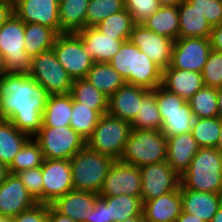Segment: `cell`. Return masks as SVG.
Listing matches in <instances>:
<instances>
[{
	"label": "cell",
	"instance_id": "bcb514c9",
	"mask_svg": "<svg viewBox=\"0 0 222 222\" xmlns=\"http://www.w3.org/2000/svg\"><path fill=\"white\" fill-rule=\"evenodd\" d=\"M198 9L210 23L216 26L222 22V0H187Z\"/></svg>",
	"mask_w": 222,
	"mask_h": 222
},
{
	"label": "cell",
	"instance_id": "d590c367",
	"mask_svg": "<svg viewBox=\"0 0 222 222\" xmlns=\"http://www.w3.org/2000/svg\"><path fill=\"white\" fill-rule=\"evenodd\" d=\"M218 88L203 86L189 100L194 118L218 117Z\"/></svg>",
	"mask_w": 222,
	"mask_h": 222
},
{
	"label": "cell",
	"instance_id": "d6a6232c",
	"mask_svg": "<svg viewBox=\"0 0 222 222\" xmlns=\"http://www.w3.org/2000/svg\"><path fill=\"white\" fill-rule=\"evenodd\" d=\"M109 207L112 222H121L134 216H143V201L140 196H102Z\"/></svg>",
	"mask_w": 222,
	"mask_h": 222
},
{
	"label": "cell",
	"instance_id": "e575fe53",
	"mask_svg": "<svg viewBox=\"0 0 222 222\" xmlns=\"http://www.w3.org/2000/svg\"><path fill=\"white\" fill-rule=\"evenodd\" d=\"M43 161L44 157L39 143L30 137L8 166L9 173L16 175L21 171L41 167Z\"/></svg>",
	"mask_w": 222,
	"mask_h": 222
},
{
	"label": "cell",
	"instance_id": "83f0119b",
	"mask_svg": "<svg viewBox=\"0 0 222 222\" xmlns=\"http://www.w3.org/2000/svg\"><path fill=\"white\" fill-rule=\"evenodd\" d=\"M24 49L31 57L52 50L57 33L47 26L25 23Z\"/></svg>",
	"mask_w": 222,
	"mask_h": 222
},
{
	"label": "cell",
	"instance_id": "ba28073f",
	"mask_svg": "<svg viewBox=\"0 0 222 222\" xmlns=\"http://www.w3.org/2000/svg\"><path fill=\"white\" fill-rule=\"evenodd\" d=\"M33 138L39 143L44 159L70 160L86 145V140L70 126H42Z\"/></svg>",
	"mask_w": 222,
	"mask_h": 222
},
{
	"label": "cell",
	"instance_id": "816d5d0a",
	"mask_svg": "<svg viewBox=\"0 0 222 222\" xmlns=\"http://www.w3.org/2000/svg\"><path fill=\"white\" fill-rule=\"evenodd\" d=\"M13 13L12 1H0V28L4 21Z\"/></svg>",
	"mask_w": 222,
	"mask_h": 222
},
{
	"label": "cell",
	"instance_id": "7c38bea8",
	"mask_svg": "<svg viewBox=\"0 0 222 222\" xmlns=\"http://www.w3.org/2000/svg\"><path fill=\"white\" fill-rule=\"evenodd\" d=\"M129 41L145 53L162 70L171 64L174 41L169 37L158 35L141 23H136L130 33Z\"/></svg>",
	"mask_w": 222,
	"mask_h": 222
},
{
	"label": "cell",
	"instance_id": "44dd1931",
	"mask_svg": "<svg viewBox=\"0 0 222 222\" xmlns=\"http://www.w3.org/2000/svg\"><path fill=\"white\" fill-rule=\"evenodd\" d=\"M182 200L180 186L157 198L143 203V216L145 222H175L181 215Z\"/></svg>",
	"mask_w": 222,
	"mask_h": 222
},
{
	"label": "cell",
	"instance_id": "30bf717a",
	"mask_svg": "<svg viewBox=\"0 0 222 222\" xmlns=\"http://www.w3.org/2000/svg\"><path fill=\"white\" fill-rule=\"evenodd\" d=\"M52 49L73 80L85 78L94 64L77 33L58 34Z\"/></svg>",
	"mask_w": 222,
	"mask_h": 222
},
{
	"label": "cell",
	"instance_id": "cb8c5ba5",
	"mask_svg": "<svg viewBox=\"0 0 222 222\" xmlns=\"http://www.w3.org/2000/svg\"><path fill=\"white\" fill-rule=\"evenodd\" d=\"M182 211L210 222L222 204V194L181 189Z\"/></svg>",
	"mask_w": 222,
	"mask_h": 222
},
{
	"label": "cell",
	"instance_id": "836d02e7",
	"mask_svg": "<svg viewBox=\"0 0 222 222\" xmlns=\"http://www.w3.org/2000/svg\"><path fill=\"white\" fill-rule=\"evenodd\" d=\"M130 124L133 129L161 130L162 118L156 104V88L140 99L139 112Z\"/></svg>",
	"mask_w": 222,
	"mask_h": 222
},
{
	"label": "cell",
	"instance_id": "3957f363",
	"mask_svg": "<svg viewBox=\"0 0 222 222\" xmlns=\"http://www.w3.org/2000/svg\"><path fill=\"white\" fill-rule=\"evenodd\" d=\"M180 183L181 189L222 194V154L216 148H200Z\"/></svg>",
	"mask_w": 222,
	"mask_h": 222
},
{
	"label": "cell",
	"instance_id": "8992f818",
	"mask_svg": "<svg viewBox=\"0 0 222 222\" xmlns=\"http://www.w3.org/2000/svg\"><path fill=\"white\" fill-rule=\"evenodd\" d=\"M25 23L12 13L0 28V52L7 73L28 74L32 58L25 52Z\"/></svg>",
	"mask_w": 222,
	"mask_h": 222
},
{
	"label": "cell",
	"instance_id": "2e32d148",
	"mask_svg": "<svg viewBox=\"0 0 222 222\" xmlns=\"http://www.w3.org/2000/svg\"><path fill=\"white\" fill-rule=\"evenodd\" d=\"M13 13L24 23H37L60 34L57 0H13Z\"/></svg>",
	"mask_w": 222,
	"mask_h": 222
},
{
	"label": "cell",
	"instance_id": "6125c7cd",
	"mask_svg": "<svg viewBox=\"0 0 222 222\" xmlns=\"http://www.w3.org/2000/svg\"><path fill=\"white\" fill-rule=\"evenodd\" d=\"M0 222H15V219L14 217H10V216H1Z\"/></svg>",
	"mask_w": 222,
	"mask_h": 222
},
{
	"label": "cell",
	"instance_id": "9c48e42d",
	"mask_svg": "<svg viewBox=\"0 0 222 222\" xmlns=\"http://www.w3.org/2000/svg\"><path fill=\"white\" fill-rule=\"evenodd\" d=\"M28 75L44 87L49 95H64L71 92L73 79L59 63L53 49L32 58Z\"/></svg>",
	"mask_w": 222,
	"mask_h": 222
},
{
	"label": "cell",
	"instance_id": "680465c9",
	"mask_svg": "<svg viewBox=\"0 0 222 222\" xmlns=\"http://www.w3.org/2000/svg\"><path fill=\"white\" fill-rule=\"evenodd\" d=\"M210 222H222V204Z\"/></svg>",
	"mask_w": 222,
	"mask_h": 222
},
{
	"label": "cell",
	"instance_id": "db71d44e",
	"mask_svg": "<svg viewBox=\"0 0 222 222\" xmlns=\"http://www.w3.org/2000/svg\"><path fill=\"white\" fill-rule=\"evenodd\" d=\"M161 7H178L184 0H157Z\"/></svg>",
	"mask_w": 222,
	"mask_h": 222
},
{
	"label": "cell",
	"instance_id": "7402d4cb",
	"mask_svg": "<svg viewBox=\"0 0 222 222\" xmlns=\"http://www.w3.org/2000/svg\"><path fill=\"white\" fill-rule=\"evenodd\" d=\"M166 139V161L181 177L188 169L200 147L197 141L193 138L192 132L173 137H166Z\"/></svg>",
	"mask_w": 222,
	"mask_h": 222
},
{
	"label": "cell",
	"instance_id": "4dcf8cb0",
	"mask_svg": "<svg viewBox=\"0 0 222 222\" xmlns=\"http://www.w3.org/2000/svg\"><path fill=\"white\" fill-rule=\"evenodd\" d=\"M178 7H160L155 13L141 22L146 28L158 35L178 39L179 33Z\"/></svg>",
	"mask_w": 222,
	"mask_h": 222
},
{
	"label": "cell",
	"instance_id": "ffe728a7",
	"mask_svg": "<svg viewBox=\"0 0 222 222\" xmlns=\"http://www.w3.org/2000/svg\"><path fill=\"white\" fill-rule=\"evenodd\" d=\"M99 194L87 191L71 190L57 198L51 205L60 213L76 222H87L93 211Z\"/></svg>",
	"mask_w": 222,
	"mask_h": 222
},
{
	"label": "cell",
	"instance_id": "f5cc1de1",
	"mask_svg": "<svg viewBox=\"0 0 222 222\" xmlns=\"http://www.w3.org/2000/svg\"><path fill=\"white\" fill-rule=\"evenodd\" d=\"M175 222H205L196 215L188 214L186 212H181V215L175 220Z\"/></svg>",
	"mask_w": 222,
	"mask_h": 222
},
{
	"label": "cell",
	"instance_id": "e0dca14e",
	"mask_svg": "<svg viewBox=\"0 0 222 222\" xmlns=\"http://www.w3.org/2000/svg\"><path fill=\"white\" fill-rule=\"evenodd\" d=\"M36 204L18 176L9 174L0 186V215L14 217Z\"/></svg>",
	"mask_w": 222,
	"mask_h": 222
},
{
	"label": "cell",
	"instance_id": "484cf974",
	"mask_svg": "<svg viewBox=\"0 0 222 222\" xmlns=\"http://www.w3.org/2000/svg\"><path fill=\"white\" fill-rule=\"evenodd\" d=\"M89 0H63L59 3L60 34L77 33L86 27Z\"/></svg>",
	"mask_w": 222,
	"mask_h": 222
},
{
	"label": "cell",
	"instance_id": "8d00e7d4",
	"mask_svg": "<svg viewBox=\"0 0 222 222\" xmlns=\"http://www.w3.org/2000/svg\"><path fill=\"white\" fill-rule=\"evenodd\" d=\"M135 24L136 22L131 14L124 9L103 19L95 27L106 35L115 36V39L128 41Z\"/></svg>",
	"mask_w": 222,
	"mask_h": 222
},
{
	"label": "cell",
	"instance_id": "6f0895ef",
	"mask_svg": "<svg viewBox=\"0 0 222 222\" xmlns=\"http://www.w3.org/2000/svg\"><path fill=\"white\" fill-rule=\"evenodd\" d=\"M7 73L6 68H5V61H4V56L0 52V79L4 77Z\"/></svg>",
	"mask_w": 222,
	"mask_h": 222
},
{
	"label": "cell",
	"instance_id": "ab89813d",
	"mask_svg": "<svg viewBox=\"0 0 222 222\" xmlns=\"http://www.w3.org/2000/svg\"><path fill=\"white\" fill-rule=\"evenodd\" d=\"M162 118L161 132L173 137L192 132L194 115L192 111L159 112Z\"/></svg>",
	"mask_w": 222,
	"mask_h": 222
},
{
	"label": "cell",
	"instance_id": "7bdbcfd3",
	"mask_svg": "<svg viewBox=\"0 0 222 222\" xmlns=\"http://www.w3.org/2000/svg\"><path fill=\"white\" fill-rule=\"evenodd\" d=\"M156 104L159 112L192 111L188 101L162 86L156 88Z\"/></svg>",
	"mask_w": 222,
	"mask_h": 222
},
{
	"label": "cell",
	"instance_id": "f546056e",
	"mask_svg": "<svg viewBox=\"0 0 222 222\" xmlns=\"http://www.w3.org/2000/svg\"><path fill=\"white\" fill-rule=\"evenodd\" d=\"M29 138L10 121L0 119V162L9 166Z\"/></svg>",
	"mask_w": 222,
	"mask_h": 222
},
{
	"label": "cell",
	"instance_id": "94428289",
	"mask_svg": "<svg viewBox=\"0 0 222 222\" xmlns=\"http://www.w3.org/2000/svg\"><path fill=\"white\" fill-rule=\"evenodd\" d=\"M215 148L222 154V119H221L220 136H219V140Z\"/></svg>",
	"mask_w": 222,
	"mask_h": 222
},
{
	"label": "cell",
	"instance_id": "52a82bcc",
	"mask_svg": "<svg viewBox=\"0 0 222 222\" xmlns=\"http://www.w3.org/2000/svg\"><path fill=\"white\" fill-rule=\"evenodd\" d=\"M131 131L128 121L107 114L101 115L86 145L97 151L119 160Z\"/></svg>",
	"mask_w": 222,
	"mask_h": 222
},
{
	"label": "cell",
	"instance_id": "f1b7e54d",
	"mask_svg": "<svg viewBox=\"0 0 222 222\" xmlns=\"http://www.w3.org/2000/svg\"><path fill=\"white\" fill-rule=\"evenodd\" d=\"M73 97L69 94L50 95L43 111L42 126H70Z\"/></svg>",
	"mask_w": 222,
	"mask_h": 222
},
{
	"label": "cell",
	"instance_id": "8fae6325",
	"mask_svg": "<svg viewBox=\"0 0 222 222\" xmlns=\"http://www.w3.org/2000/svg\"><path fill=\"white\" fill-rule=\"evenodd\" d=\"M141 172V195L143 203L175 191L180 186V176L167 161L145 165Z\"/></svg>",
	"mask_w": 222,
	"mask_h": 222
},
{
	"label": "cell",
	"instance_id": "c3c4849f",
	"mask_svg": "<svg viewBox=\"0 0 222 222\" xmlns=\"http://www.w3.org/2000/svg\"><path fill=\"white\" fill-rule=\"evenodd\" d=\"M87 222H112L109 207L102 196L97 199L93 211L90 212L89 218H87Z\"/></svg>",
	"mask_w": 222,
	"mask_h": 222
},
{
	"label": "cell",
	"instance_id": "7a4b0ae2",
	"mask_svg": "<svg viewBox=\"0 0 222 222\" xmlns=\"http://www.w3.org/2000/svg\"><path fill=\"white\" fill-rule=\"evenodd\" d=\"M126 81V84L154 90L162 84L163 70L129 40L108 62Z\"/></svg>",
	"mask_w": 222,
	"mask_h": 222
},
{
	"label": "cell",
	"instance_id": "7dc6e473",
	"mask_svg": "<svg viewBox=\"0 0 222 222\" xmlns=\"http://www.w3.org/2000/svg\"><path fill=\"white\" fill-rule=\"evenodd\" d=\"M15 222H48V204L37 203L33 208L14 216Z\"/></svg>",
	"mask_w": 222,
	"mask_h": 222
},
{
	"label": "cell",
	"instance_id": "603a6c76",
	"mask_svg": "<svg viewBox=\"0 0 222 222\" xmlns=\"http://www.w3.org/2000/svg\"><path fill=\"white\" fill-rule=\"evenodd\" d=\"M161 86L188 101L205 85L201 73L169 66L163 70Z\"/></svg>",
	"mask_w": 222,
	"mask_h": 222
},
{
	"label": "cell",
	"instance_id": "5bb4252c",
	"mask_svg": "<svg viewBox=\"0 0 222 222\" xmlns=\"http://www.w3.org/2000/svg\"><path fill=\"white\" fill-rule=\"evenodd\" d=\"M41 171L43 204H52L57 198L74 189L70 160L44 159Z\"/></svg>",
	"mask_w": 222,
	"mask_h": 222
},
{
	"label": "cell",
	"instance_id": "9f6ffc18",
	"mask_svg": "<svg viewBox=\"0 0 222 222\" xmlns=\"http://www.w3.org/2000/svg\"><path fill=\"white\" fill-rule=\"evenodd\" d=\"M217 104H218V117L222 119V88H218Z\"/></svg>",
	"mask_w": 222,
	"mask_h": 222
},
{
	"label": "cell",
	"instance_id": "277c9868",
	"mask_svg": "<svg viewBox=\"0 0 222 222\" xmlns=\"http://www.w3.org/2000/svg\"><path fill=\"white\" fill-rule=\"evenodd\" d=\"M114 161L85 145L70 159L74 190L99 194Z\"/></svg>",
	"mask_w": 222,
	"mask_h": 222
},
{
	"label": "cell",
	"instance_id": "ee69618b",
	"mask_svg": "<svg viewBox=\"0 0 222 222\" xmlns=\"http://www.w3.org/2000/svg\"><path fill=\"white\" fill-rule=\"evenodd\" d=\"M29 194L37 203L43 204V182L41 167L21 171L16 174Z\"/></svg>",
	"mask_w": 222,
	"mask_h": 222
},
{
	"label": "cell",
	"instance_id": "d4e9b609",
	"mask_svg": "<svg viewBox=\"0 0 222 222\" xmlns=\"http://www.w3.org/2000/svg\"><path fill=\"white\" fill-rule=\"evenodd\" d=\"M179 33L178 38H209L212 26L205 16L187 0L179 6Z\"/></svg>",
	"mask_w": 222,
	"mask_h": 222
},
{
	"label": "cell",
	"instance_id": "6da1fadb",
	"mask_svg": "<svg viewBox=\"0 0 222 222\" xmlns=\"http://www.w3.org/2000/svg\"><path fill=\"white\" fill-rule=\"evenodd\" d=\"M49 96L28 74L8 73L0 79V119L33 138L42 127Z\"/></svg>",
	"mask_w": 222,
	"mask_h": 222
},
{
	"label": "cell",
	"instance_id": "ac0fdd59",
	"mask_svg": "<svg viewBox=\"0 0 222 222\" xmlns=\"http://www.w3.org/2000/svg\"><path fill=\"white\" fill-rule=\"evenodd\" d=\"M141 86L125 84L108 98L107 113L131 123L140 108V99L148 92Z\"/></svg>",
	"mask_w": 222,
	"mask_h": 222
},
{
	"label": "cell",
	"instance_id": "60d3db41",
	"mask_svg": "<svg viewBox=\"0 0 222 222\" xmlns=\"http://www.w3.org/2000/svg\"><path fill=\"white\" fill-rule=\"evenodd\" d=\"M124 9V0H89L86 27H95L103 19Z\"/></svg>",
	"mask_w": 222,
	"mask_h": 222
},
{
	"label": "cell",
	"instance_id": "4316f807",
	"mask_svg": "<svg viewBox=\"0 0 222 222\" xmlns=\"http://www.w3.org/2000/svg\"><path fill=\"white\" fill-rule=\"evenodd\" d=\"M85 78L108 98L126 84L125 79L107 62H94Z\"/></svg>",
	"mask_w": 222,
	"mask_h": 222
},
{
	"label": "cell",
	"instance_id": "1f68e13d",
	"mask_svg": "<svg viewBox=\"0 0 222 222\" xmlns=\"http://www.w3.org/2000/svg\"><path fill=\"white\" fill-rule=\"evenodd\" d=\"M70 94L76 102L96 110L100 115L107 114L108 97L86 78L73 80Z\"/></svg>",
	"mask_w": 222,
	"mask_h": 222
},
{
	"label": "cell",
	"instance_id": "d6986e66",
	"mask_svg": "<svg viewBox=\"0 0 222 222\" xmlns=\"http://www.w3.org/2000/svg\"><path fill=\"white\" fill-rule=\"evenodd\" d=\"M77 34L84 42L85 50L91 55L94 62H109L127 40L115 39L102 33L96 27H85Z\"/></svg>",
	"mask_w": 222,
	"mask_h": 222
},
{
	"label": "cell",
	"instance_id": "91938a15",
	"mask_svg": "<svg viewBox=\"0 0 222 222\" xmlns=\"http://www.w3.org/2000/svg\"><path fill=\"white\" fill-rule=\"evenodd\" d=\"M121 222H145L144 216H134Z\"/></svg>",
	"mask_w": 222,
	"mask_h": 222
},
{
	"label": "cell",
	"instance_id": "11a10c76",
	"mask_svg": "<svg viewBox=\"0 0 222 222\" xmlns=\"http://www.w3.org/2000/svg\"><path fill=\"white\" fill-rule=\"evenodd\" d=\"M8 166L0 162V186L4 183L6 177L9 175Z\"/></svg>",
	"mask_w": 222,
	"mask_h": 222
},
{
	"label": "cell",
	"instance_id": "f35d334b",
	"mask_svg": "<svg viewBox=\"0 0 222 222\" xmlns=\"http://www.w3.org/2000/svg\"><path fill=\"white\" fill-rule=\"evenodd\" d=\"M221 130V119L213 118H194L192 135L200 148H215Z\"/></svg>",
	"mask_w": 222,
	"mask_h": 222
},
{
	"label": "cell",
	"instance_id": "f907efd6",
	"mask_svg": "<svg viewBox=\"0 0 222 222\" xmlns=\"http://www.w3.org/2000/svg\"><path fill=\"white\" fill-rule=\"evenodd\" d=\"M48 222H76V221L58 212L51 204H48Z\"/></svg>",
	"mask_w": 222,
	"mask_h": 222
},
{
	"label": "cell",
	"instance_id": "f6af8a7d",
	"mask_svg": "<svg viewBox=\"0 0 222 222\" xmlns=\"http://www.w3.org/2000/svg\"><path fill=\"white\" fill-rule=\"evenodd\" d=\"M160 7L157 0H124V8L131 14L136 23H141Z\"/></svg>",
	"mask_w": 222,
	"mask_h": 222
},
{
	"label": "cell",
	"instance_id": "681fc988",
	"mask_svg": "<svg viewBox=\"0 0 222 222\" xmlns=\"http://www.w3.org/2000/svg\"><path fill=\"white\" fill-rule=\"evenodd\" d=\"M209 39L211 49L217 52H222V22L213 26Z\"/></svg>",
	"mask_w": 222,
	"mask_h": 222
},
{
	"label": "cell",
	"instance_id": "4fadbf2b",
	"mask_svg": "<svg viewBox=\"0 0 222 222\" xmlns=\"http://www.w3.org/2000/svg\"><path fill=\"white\" fill-rule=\"evenodd\" d=\"M211 50L209 38H178L174 41L170 66L201 73Z\"/></svg>",
	"mask_w": 222,
	"mask_h": 222
},
{
	"label": "cell",
	"instance_id": "74e56055",
	"mask_svg": "<svg viewBox=\"0 0 222 222\" xmlns=\"http://www.w3.org/2000/svg\"><path fill=\"white\" fill-rule=\"evenodd\" d=\"M101 115L73 99L70 127L86 141L92 135Z\"/></svg>",
	"mask_w": 222,
	"mask_h": 222
},
{
	"label": "cell",
	"instance_id": "5b68a950",
	"mask_svg": "<svg viewBox=\"0 0 222 222\" xmlns=\"http://www.w3.org/2000/svg\"><path fill=\"white\" fill-rule=\"evenodd\" d=\"M166 153L167 139L161 130L131 128L119 161L141 168L166 161Z\"/></svg>",
	"mask_w": 222,
	"mask_h": 222
},
{
	"label": "cell",
	"instance_id": "9a60e30c",
	"mask_svg": "<svg viewBox=\"0 0 222 222\" xmlns=\"http://www.w3.org/2000/svg\"><path fill=\"white\" fill-rule=\"evenodd\" d=\"M119 195H141V172L139 167L115 160L108 171L99 196Z\"/></svg>",
	"mask_w": 222,
	"mask_h": 222
},
{
	"label": "cell",
	"instance_id": "b9f144b4",
	"mask_svg": "<svg viewBox=\"0 0 222 222\" xmlns=\"http://www.w3.org/2000/svg\"><path fill=\"white\" fill-rule=\"evenodd\" d=\"M201 74L205 86L222 88V52L210 51Z\"/></svg>",
	"mask_w": 222,
	"mask_h": 222
}]
</instances>
